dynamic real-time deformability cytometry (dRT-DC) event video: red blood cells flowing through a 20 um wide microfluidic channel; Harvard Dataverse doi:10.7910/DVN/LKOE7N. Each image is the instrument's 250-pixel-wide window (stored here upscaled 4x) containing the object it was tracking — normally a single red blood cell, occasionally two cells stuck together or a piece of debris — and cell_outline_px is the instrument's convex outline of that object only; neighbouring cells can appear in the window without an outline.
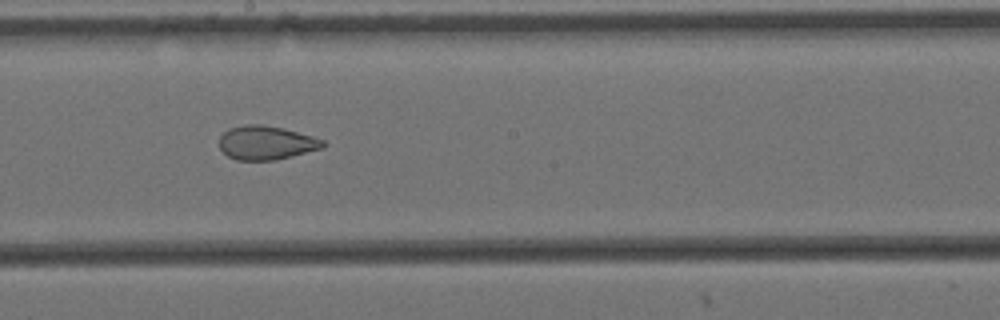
{"species": "Egyptian fruit bat (a non-hibernating species)", "species_latin": "Rousettus aegyptiacus", "temperature_condition": "cold", "stored_images_in_passage": 9, "camera_frame_rate_fps": 3000, "um_per_image_px": 0.085, "animal": {"sex": "female"}, "frame": {"image": 1, "passage_image": 9, "time_ms": 2.667, "image_size_px": [1000, 320], "cell_outline_px": [[324, 148], [276, 160], [236, 160], [228, 156], [220, 148], [220, 136], [228, 128], [248, 124], [260, 124], [284, 128], [312, 136], [324, 140]], "centroid_in_image_um": [22.63, 12.13], "position_along_channel_um": 225.6, "area_um2": 20.46}}